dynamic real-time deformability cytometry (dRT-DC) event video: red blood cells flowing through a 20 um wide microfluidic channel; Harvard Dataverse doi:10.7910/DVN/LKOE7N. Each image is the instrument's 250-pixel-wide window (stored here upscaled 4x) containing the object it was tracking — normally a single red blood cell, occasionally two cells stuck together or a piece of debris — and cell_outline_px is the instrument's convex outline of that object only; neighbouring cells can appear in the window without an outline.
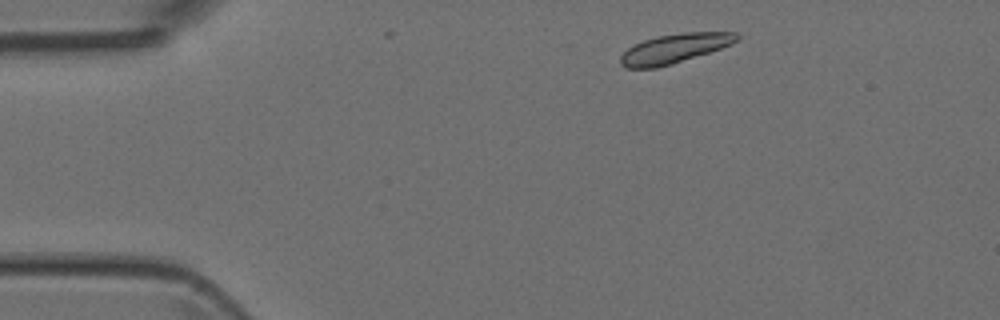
{"species": "Egyptian fruit bat (a non-hibernating species)", "species_latin": "Rousettus aegyptiacus", "temperature_condition": "room temperature", "stored_images_in_passage": 2, "camera_frame_rate_fps": 3000, "um_per_image_px": 0.085, "animal": {"sex": "female"}, "frame": {"image": 1, "passage_image": 1, "time_ms": 0.0, "image_size_px": [1000, 320], "cell_outline_px": [[740, 40], [732, 44], [672, 64], [656, 68], [624, 68], [620, 64], [620, 56], [628, 48], [644, 40], [656, 36], [684, 32], [736, 32], [740, 36]], "centroid_in_image_um": [57.33, 4.12], "position_along_channel_um": 27.7, "area_um2": 19.83}}